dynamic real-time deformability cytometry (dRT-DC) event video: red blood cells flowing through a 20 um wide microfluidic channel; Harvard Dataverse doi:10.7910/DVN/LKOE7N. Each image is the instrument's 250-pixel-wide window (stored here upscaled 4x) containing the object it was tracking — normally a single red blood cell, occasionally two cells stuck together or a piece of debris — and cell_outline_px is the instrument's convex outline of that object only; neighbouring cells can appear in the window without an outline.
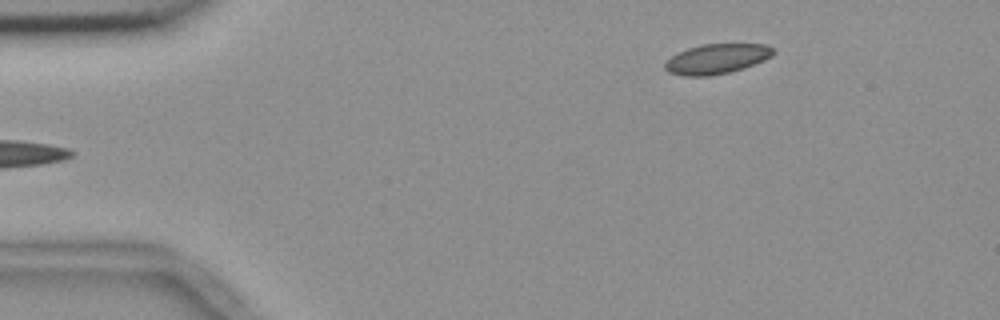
{"species": "common noctule bat (a hibernating species)", "species_latin": "Nyctalus noctula", "temperature_condition": "room temperature", "stored_images_in_passage": 48, "camera_frame_rate_fps": 3000, "um_per_image_px": 0.085, "animal": {"sex": "female", "body_mass_g": 18.4}, "frame": {"image": 1, "passage_image": 1, "time_ms": 0.0, "image_size_px": [1000, 320], "cell_outline_px": [[776, 52], [772, 56], [764, 60], [744, 68], [728, 72], [708, 76], [684, 76], [668, 72], [664, 68], [664, 64], [676, 52], [700, 44], [768, 44], [776, 48]], "centroid_in_image_um": [60.95, 4.99], "position_along_channel_um": 24.1, "area_um2": 19.07}}
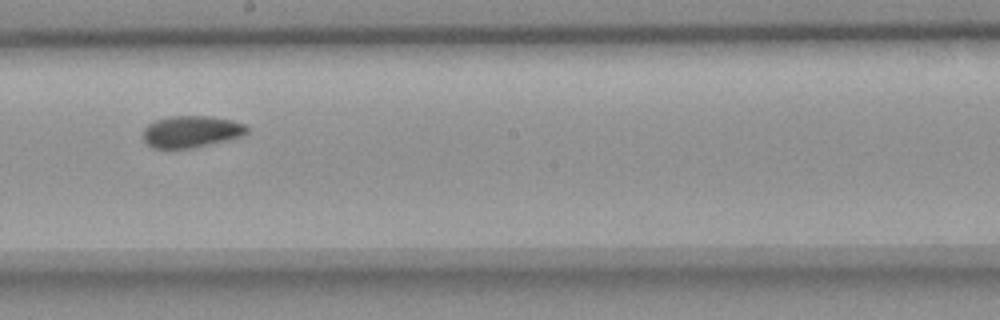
{"frame": {"image": 2, "passage_image": 24, "time_ms": 7.667, "image_size_px": [1000, 320], "cell_outline_px": [[248, 132], [240, 136], [192, 148], [152, 148], [144, 140], [144, 128], [148, 124], [156, 120], [172, 116], [208, 116], [232, 120], [244, 124], [248, 128]], "centroid_in_image_um": [16.24, 11.18], "position_along_channel_um": 232.0, "area_um2": 18.9}}
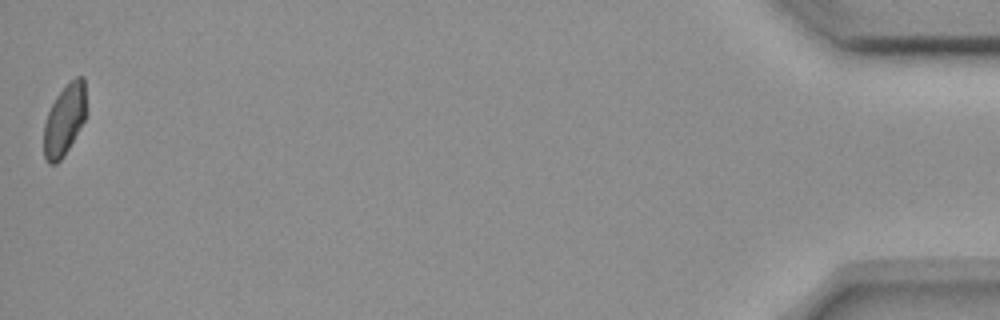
{"frame": {"image": 3, "passage_image": 48, "time_ms": 15.667, "image_size_px": [1000, 320], "cell_outline_px": [[84, 120], [64, 156], [56, 164], [48, 164], [44, 156], [44, 124], [48, 112], [56, 96], [76, 76], [84, 76]], "centroid_in_image_um": [5.44, 10.23], "position_along_channel_um": 429.8, "area_um2": 17.05}, "authors_computed_cell_mechanics": {"area_um2": 19.2763, "velocity_mm_per_s": 3.658, "shape_relaxation_time_tau1_ms": null, "shape_relaxation_time_tau2_ms": 2.4702, "deformation_change_tau1": null, "deformation_change_tau2": 0.066}}